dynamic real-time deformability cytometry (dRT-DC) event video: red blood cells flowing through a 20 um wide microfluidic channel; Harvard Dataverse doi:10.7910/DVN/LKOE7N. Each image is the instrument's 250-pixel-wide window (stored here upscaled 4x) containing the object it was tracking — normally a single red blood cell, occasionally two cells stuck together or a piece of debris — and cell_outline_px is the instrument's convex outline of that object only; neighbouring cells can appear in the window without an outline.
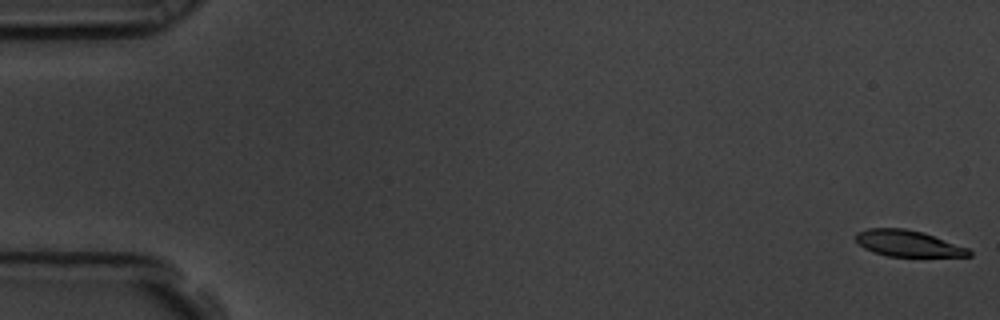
{"species": "common noctule bat (a hibernating species)", "species_latin": "Nyctalus noctula", "temperature_condition": "room temperature", "stored_images_in_passage": 58, "camera_frame_rate_fps": 3000, "um_per_image_px": 0.085, "animal": {"sex": "male", "body_mass_g": 19.5, "forearm_length_mm": 54.6}, "frame": {"image": 1, "passage_image": 1, "time_ms": 0.0, "image_size_px": [1000, 320], "cell_outline_px": [[972, 256], [888, 256], [872, 252], [864, 248], [856, 240], [856, 232], [868, 228], [904, 228], [924, 232], [968, 248], [972, 252]], "centroid_in_image_um": [77.17, 20.68], "position_along_channel_um": 7.8, "area_um2": 17.28}}
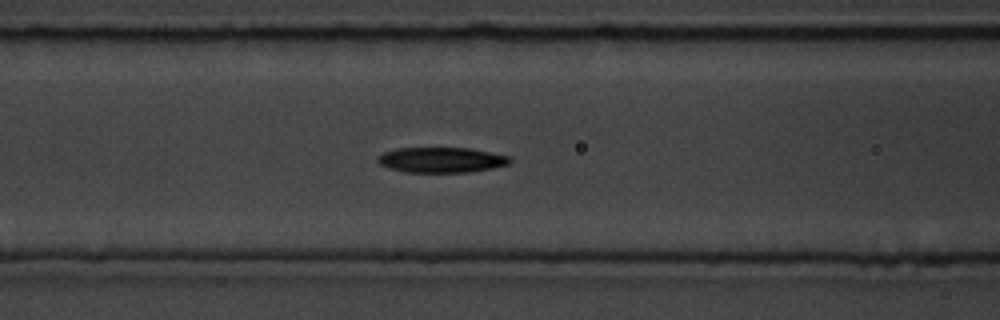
{"frame": {"image": 2, "passage_image": 24, "time_ms": 7.667, "image_size_px": [1000, 320], "cell_outline_px": [[512, 160], [508, 164], [492, 168], [468, 172], [404, 172], [388, 168], [380, 164], [376, 160], [376, 156], [384, 152], [396, 148], [472, 148], [512, 156]], "centroid_in_image_um": [37.52, 13.58], "position_along_channel_um": 129.1, "area_um2": 19.71}}
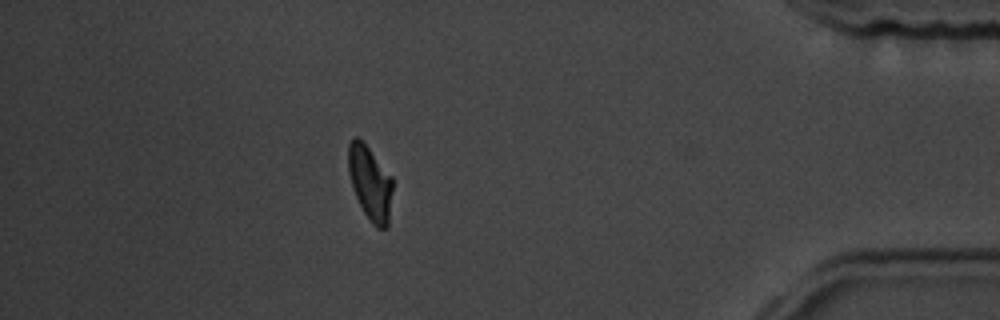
{"frame": {"image": 3, "passage_image": 51, "time_ms": 16.667, "image_size_px": [1000, 320], "cell_outline_px": [[392, 188], [388, 228], [376, 228], [372, 224], [364, 212], [352, 188], [348, 172], [348, 144], [352, 136], [356, 136], [368, 148], [392, 176]], "centroid_in_image_um": [31.45, 15.56], "position_along_channel_um": 403.8, "area_um2": 19.07}, "authors_computed_cell_mechanics": {"area_um2": 19.5942, "velocity_mm_per_s": 3.5477, "shape_relaxation_time_tau1_ms": 2.8704, "shape_relaxation_time_tau2_ms": 5.5104, "deformation_change_tau1": 0.1237, "deformation_change_tau2": 0.1263}}